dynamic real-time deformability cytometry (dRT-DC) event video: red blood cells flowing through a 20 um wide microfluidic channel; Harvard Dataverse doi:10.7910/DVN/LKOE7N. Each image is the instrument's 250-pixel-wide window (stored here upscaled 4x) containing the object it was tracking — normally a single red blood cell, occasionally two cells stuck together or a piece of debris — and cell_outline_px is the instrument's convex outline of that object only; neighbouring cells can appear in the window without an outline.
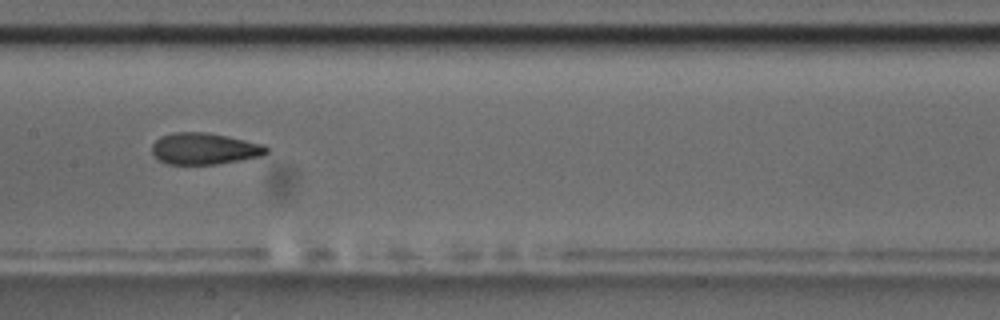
{"species": "common noctule bat (a hibernating species)", "species_latin": "Nyctalus noctula", "temperature_condition": "room temperature", "stored_images_in_passage": 15, "camera_frame_rate_fps": 3000, "um_per_image_px": 0.085, "animal": {"sex": "male", "body_mass_g": 17.5, "forearm_length_mm": 52.3}, "frame": {"image": 1, "passage_image": 7, "time_ms": 7.667, "image_size_px": [1000, 320], "cell_outline_px": [[268, 152], [264, 156], [216, 164], [168, 164], [160, 160], [152, 152], [152, 144], [160, 136], [172, 132], [208, 132], [228, 136], [264, 144], [268, 148]], "centroid_in_image_um": [17.4, 12.63], "position_along_channel_um": 190.0, "area_um2": 21.15}}
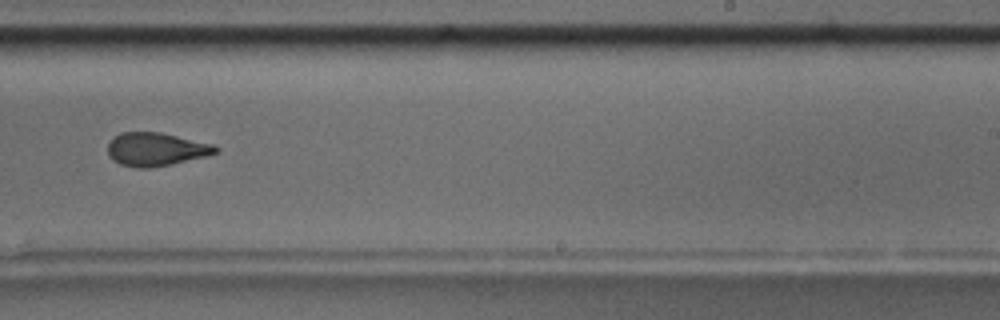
{"frame": {"image": 2, "passage_image": 9, "time_ms": 10.0, "image_size_px": [1000, 320], "cell_outline_px": [[220, 148], [216, 152], [208, 156], [172, 164], [148, 168], [140, 168], [120, 164], [112, 160], [108, 156], [108, 144], [112, 136], [120, 132], [160, 132], [212, 144]], "centroid_in_image_um": [13.22, 12.69], "position_along_channel_um": 275.8, "area_um2": 21.04}, "authors_computed_cell_mechanics": {"area_um2": 21.1548, "velocity_mm_per_s": 3.6845, "shape_relaxation_time_tau1_ms": 5.9922, "shape_relaxation_time_tau2_ms": 1.2209, "deformation_change_tau1": 0.1657, "deformation_change_tau2": 0.0677}}